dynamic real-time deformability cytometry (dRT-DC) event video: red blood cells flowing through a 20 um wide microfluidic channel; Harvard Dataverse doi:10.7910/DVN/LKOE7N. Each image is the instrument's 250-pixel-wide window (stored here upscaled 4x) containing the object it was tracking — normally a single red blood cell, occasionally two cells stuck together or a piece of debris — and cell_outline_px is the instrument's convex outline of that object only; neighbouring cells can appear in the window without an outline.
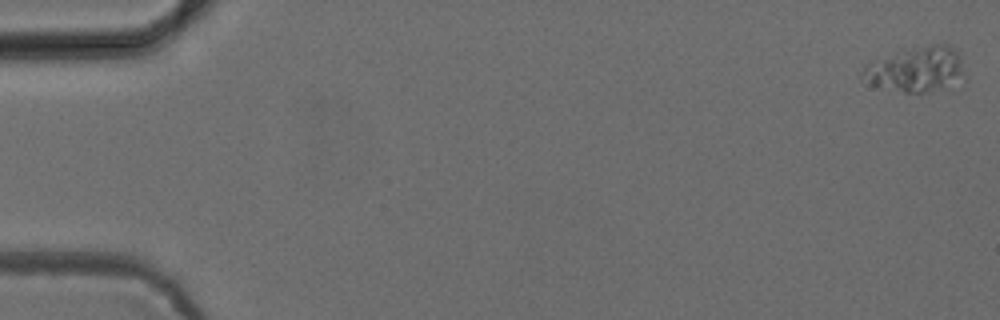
{"species": "common noctule bat (a hibernating species)", "species_latin": "Nyctalus noctula", "temperature_condition": "cold", "stored_images_in_passage": 50, "camera_frame_rate_fps": 3000, "um_per_image_px": 0.085, "animal": {"sex": "female", "body_mass_g": 24.6, "forearm_length_mm": 56.2}, "frame": {"image": 1, "passage_image": 1, "time_ms": 0.0, "image_size_px": [1000, 320], "cell_outline_px": [[960, 76], [928, 92], [904, 92], [872, 84], [860, 76], [860, 72], [868, 64], [896, 52], [912, 48], [932, 44], [948, 44], [956, 52], [960, 72]], "centroid_in_image_um": [77.74, 5.86], "position_along_channel_um": 7.3, "area_um2": 24.91}}
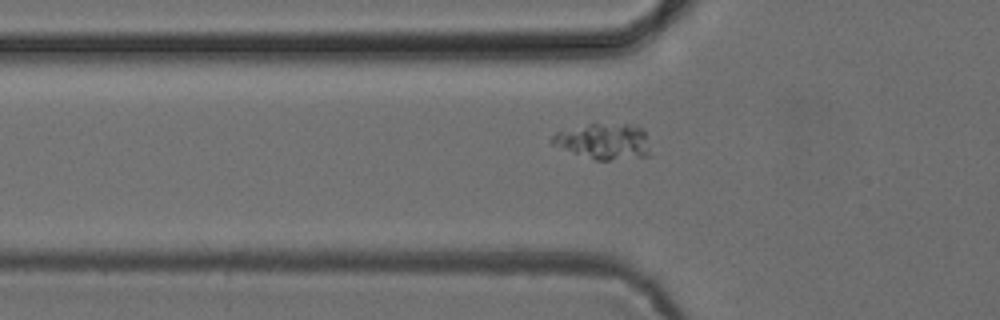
{"frame": {"image": 2, "passage_image": 18, "time_ms": 5.667, "image_size_px": [1000, 320], "cell_outline_px": [[648, 156], [608, 160], [596, 160], [572, 152], [552, 144], [548, 140], [556, 132], [588, 124], [636, 124], [644, 128], [648, 152]], "centroid_in_image_um": [51.31, 12.0], "position_along_channel_um": 74.5, "area_um2": 20.29}}
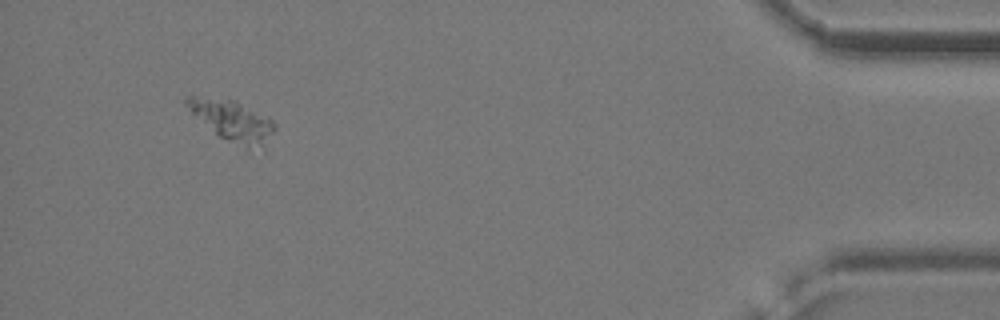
{"frame": {"image": 3, "passage_image": 49, "time_ms": 16.0, "image_size_px": [1000, 320], "cell_outline_px": [[276, 128], [264, 152], [248, 148], [228, 140], [220, 136], [192, 112], [184, 104], [184, 100], [188, 96], [192, 96], [232, 100], [268, 116], [276, 124]], "centroid_in_image_um": [19.87, 10.31], "position_along_channel_um": 415.3, "area_um2": 20.63}}